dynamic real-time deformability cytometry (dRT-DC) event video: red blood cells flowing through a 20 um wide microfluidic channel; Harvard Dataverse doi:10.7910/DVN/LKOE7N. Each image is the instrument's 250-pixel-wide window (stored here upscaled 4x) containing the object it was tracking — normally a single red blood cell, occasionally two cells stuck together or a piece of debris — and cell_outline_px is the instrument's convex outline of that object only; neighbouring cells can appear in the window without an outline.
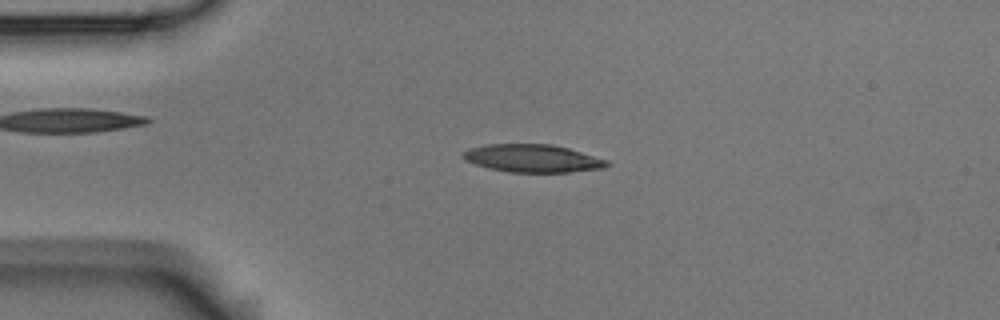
{"species": "Egyptian fruit bat (a non-hibernating species)", "species_latin": "Rousettus aegyptiacus", "temperature_condition": "room temperature", "stored_images_in_passage": 4, "camera_frame_rate_fps": 3000, "um_per_image_px": 0.085, "animal": {"sex": "male"}, "frame": {"image": 1, "passage_image": 3, "time_ms": 0.667, "image_size_px": [1000, 320], "cell_outline_px": [[612, 164], [604, 168], [568, 172], [508, 172], [488, 168], [476, 164], [460, 156], [468, 148], [484, 144], [552, 144], [568, 148], [608, 160]], "centroid_in_image_um": [45.28, 13.45], "position_along_channel_um": 39.7, "area_um2": 23.35}}
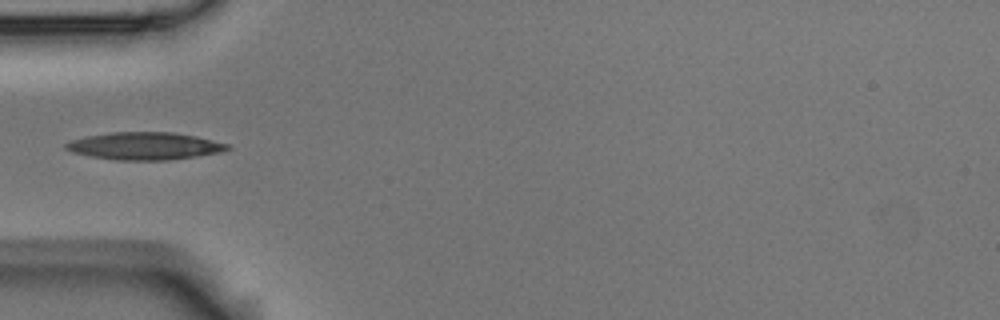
{"frame": {"image": 2, "passage_image": 4, "time_ms": 1.0, "image_size_px": [1000, 320], "cell_outline_px": [[232, 148], [220, 152], [196, 156], [168, 160], [116, 160], [92, 156], [72, 152], [64, 148], [64, 144], [72, 140], [88, 136], [112, 132], [172, 132], [196, 136], [228, 144]], "centroid_in_image_um": [12.3, 12.41], "position_along_channel_um": 72.7, "area_um2": 25.66}}